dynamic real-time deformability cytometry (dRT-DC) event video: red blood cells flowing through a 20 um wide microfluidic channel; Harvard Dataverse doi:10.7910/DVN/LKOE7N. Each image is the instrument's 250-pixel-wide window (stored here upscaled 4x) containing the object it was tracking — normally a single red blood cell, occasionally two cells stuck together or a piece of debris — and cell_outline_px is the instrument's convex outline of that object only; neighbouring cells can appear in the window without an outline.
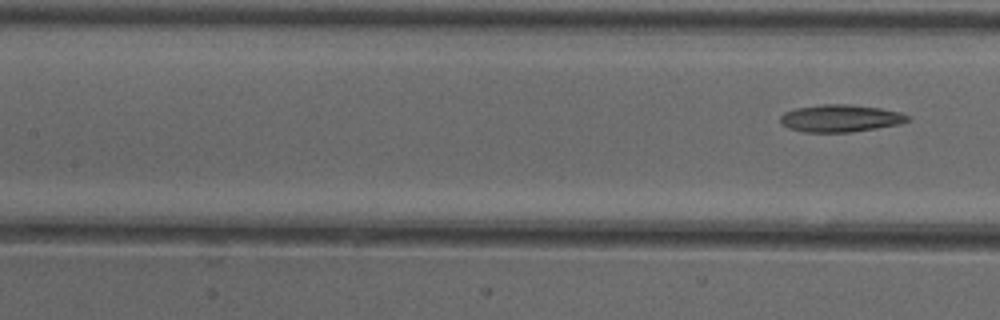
{"species": "common noctule bat (a hibernating species)", "species_latin": "Nyctalus noctula", "temperature_condition": "cold", "stored_images_in_passage": 8, "segment_of_instrument_passage": [2, 2], "camera_frame_rate_fps": 3000, "um_per_image_px": 0.085, "animal": {"sex": "female"}, "frame": {"image": 1, "passage_image": 8, "time_ms": 2.333, "image_size_px": [1000, 320], "cell_outline_px": [[912, 120], [900, 124], [852, 132], [804, 132], [788, 128], [780, 124], [780, 116], [784, 112], [796, 108], [824, 104], [848, 104], [880, 108], [900, 112], [908, 116]], "centroid_in_image_um": [71.42, 10.06], "position_along_channel_um": 136.0, "area_um2": 20.35}}